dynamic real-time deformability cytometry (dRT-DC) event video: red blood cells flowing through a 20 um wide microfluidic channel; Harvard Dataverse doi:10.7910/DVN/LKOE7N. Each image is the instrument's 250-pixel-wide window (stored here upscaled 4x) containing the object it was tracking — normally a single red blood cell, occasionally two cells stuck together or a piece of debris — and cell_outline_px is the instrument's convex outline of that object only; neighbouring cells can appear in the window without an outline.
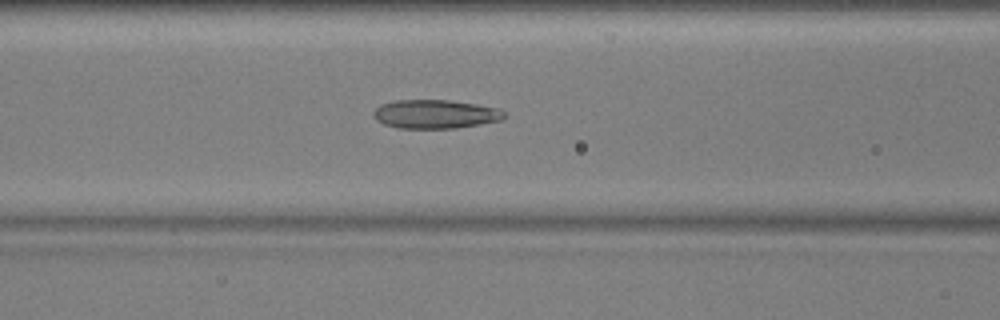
{"species": "common noctule bat (a hibernating species)", "species_latin": "Nyctalus noctula", "temperature_condition": "warm", "stored_images_in_passage": 52, "camera_frame_rate_fps": 3000, "um_per_image_px": 0.085, "animal": {"sex": "male", "body_mass_g": 17.9, "forearm_length_mm": 54.2}, "frame": {"image": 1, "passage_image": 21, "time_ms": 6.667, "image_size_px": [1000, 320], "cell_outline_px": [[508, 116], [500, 120], [480, 124], [456, 128], [396, 128], [384, 124], [376, 120], [372, 116], [372, 112], [380, 104], [396, 100], [448, 100], [476, 104], [500, 108]], "centroid_in_image_um": [36.99, 9.7], "position_along_channel_um": 129.6, "area_um2": 22.08}}
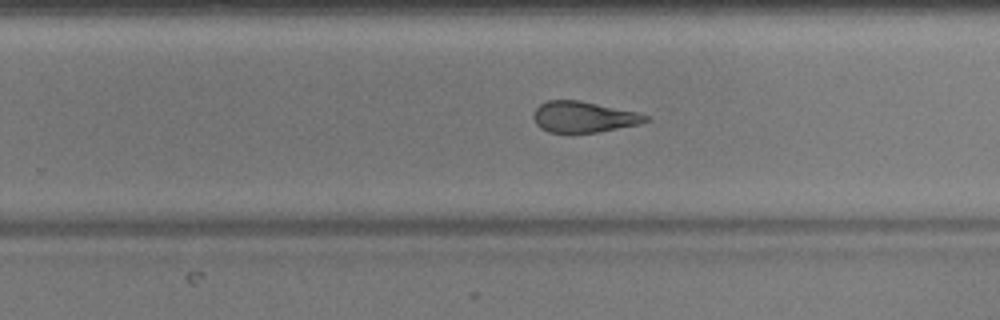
{"frame": {"image": 2, "passage_image": 33, "time_ms": 10.667, "image_size_px": [1000, 320], "cell_outline_px": [[648, 120], [640, 124], [596, 132], [548, 132], [540, 128], [536, 124], [532, 116], [536, 108], [540, 104], [548, 100], [580, 100], [636, 112], [648, 116]], "centroid_in_image_um": [49.56, 9.93], "position_along_channel_um": 280.2, "area_um2": 20.06}}
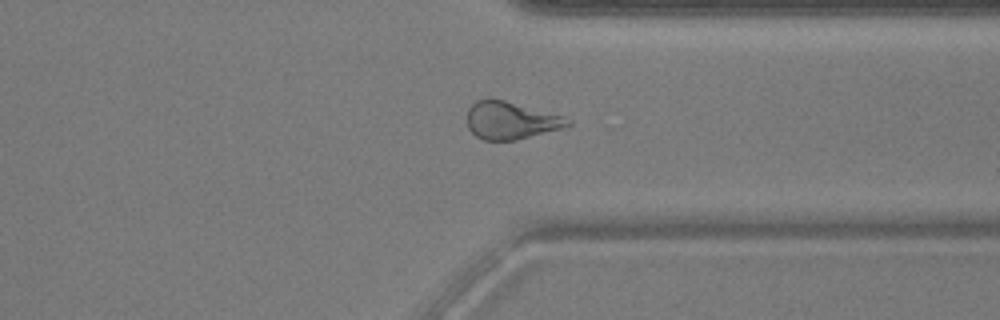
{"frame": {"image": 3, "passage_image": 40, "time_ms": 13.0, "image_size_px": [1000, 320], "cell_outline_px": [[572, 124], [560, 128], [516, 140], [484, 140], [476, 136], [468, 128], [468, 108], [476, 100], [504, 100], [564, 116], [572, 120]], "centroid_in_image_um": [43.42, 10.24], "position_along_channel_um": 368.0, "area_um2": 21.62}, "authors_computed_cell_mechanics": {"area_um2": 22.3686, "velocity_mm_per_s": 3.7659, "shape_relaxation_time_tau1_ms": null, "shape_relaxation_time_tau2_ms": 1.7501, "deformation_change_tau1": null, "deformation_change_tau2": 0.11}}